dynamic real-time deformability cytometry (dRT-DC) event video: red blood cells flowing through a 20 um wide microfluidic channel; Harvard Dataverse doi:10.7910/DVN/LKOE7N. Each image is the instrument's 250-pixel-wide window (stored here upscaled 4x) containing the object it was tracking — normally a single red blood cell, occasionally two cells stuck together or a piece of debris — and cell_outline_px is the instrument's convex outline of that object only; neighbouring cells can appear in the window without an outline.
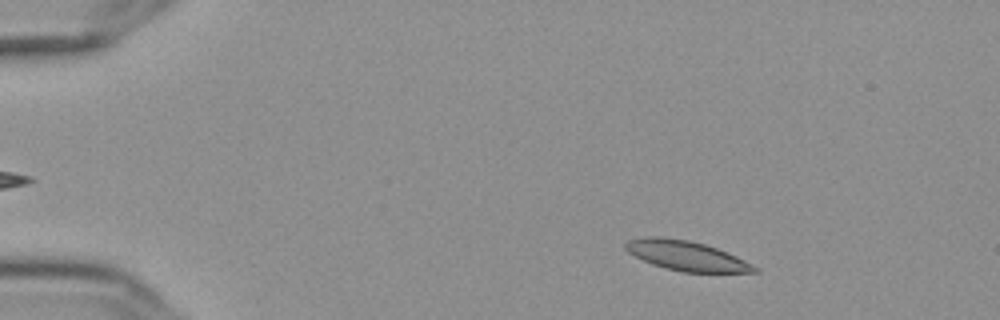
{"species": "Egyptian fruit bat (a non-hibernating species)", "species_latin": "Rousettus aegyptiacus", "temperature_condition": "cold", "stored_images_in_passage": 55, "camera_frame_rate_fps": 3000, "um_per_image_px": 0.085, "frame": {"image": 1, "passage_image": 7, "time_ms": 2.0, "image_size_px": [1000, 320], "cell_outline_px": [[760, 272], [680, 272], [664, 268], [652, 264], [628, 252], [624, 248], [624, 244], [628, 240], [648, 236], [660, 236], [688, 240], [704, 244], [716, 248], [736, 256], [760, 268]], "centroid_in_image_um": [58.33, 21.74], "position_along_channel_um": 26.7, "area_um2": 22.31}}
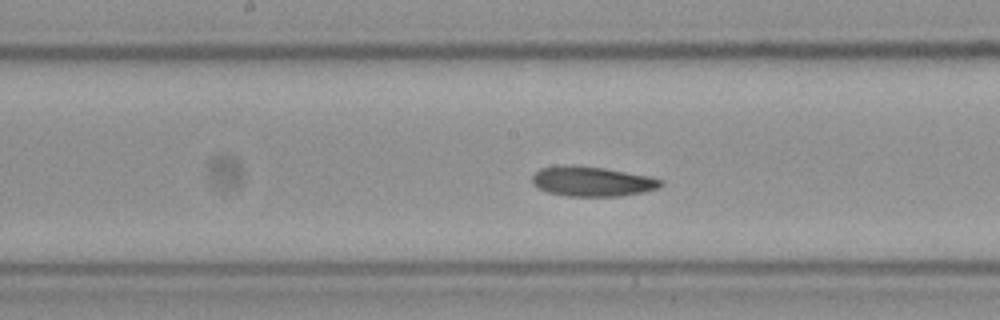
{"frame": {"image": 2, "passage_image": 28, "time_ms": 9.0, "image_size_px": [1000, 320], "cell_outline_px": [[664, 184], [660, 188], [620, 196], [568, 196], [548, 192], [532, 184], [532, 176], [540, 168], [568, 164], [604, 168], [648, 176], [660, 180]], "centroid_in_image_um": [50.3, 15.41], "position_along_channel_um": 197.9, "area_um2": 22.2}}
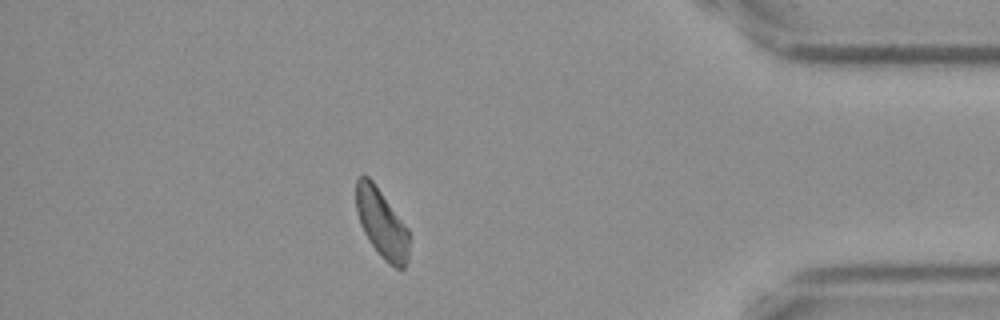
{"frame": {"image": 3, "passage_image": 48, "time_ms": 15.667, "image_size_px": [1000, 320], "cell_outline_px": [[408, 260], [404, 268], [396, 268], [388, 264], [380, 256], [364, 232], [360, 224], [356, 212], [356, 180], [360, 176], [368, 176], [372, 180], [408, 228]], "centroid_in_image_um": [32.44, 19.0], "position_along_channel_um": 402.8, "area_um2": 21.1}, "authors_computed_cell_mechanics": {"area_um2": 22.4264, "velocity_mm_per_s": 3.6005, "shape_relaxation_time_tau1_ms": 6.402, "shape_relaxation_time_tau2_ms": null, "deformation_change_tau1": 0.1631, "deformation_change_tau2": null}}